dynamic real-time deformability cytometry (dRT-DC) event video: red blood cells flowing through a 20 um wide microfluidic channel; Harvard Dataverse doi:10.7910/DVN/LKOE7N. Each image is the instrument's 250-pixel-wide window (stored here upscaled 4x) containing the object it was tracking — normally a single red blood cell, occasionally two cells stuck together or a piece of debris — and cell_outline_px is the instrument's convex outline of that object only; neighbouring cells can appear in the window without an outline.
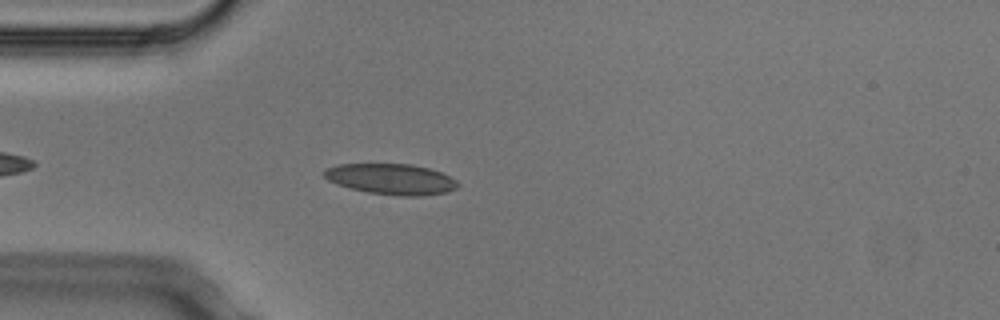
{"species": "Egyptian fruit bat (a non-hibernating species)", "species_latin": "Rousettus aegyptiacus", "temperature_condition": "cold", "stored_images_in_passage": 3, "camera_frame_rate_fps": 3000, "um_per_image_px": 0.085, "animal": {"sex": "male"}, "frame": {"image": 1, "passage_image": 3, "time_ms": 0.667, "image_size_px": [1000, 320], "cell_outline_px": [[460, 184], [456, 188], [448, 192], [420, 196], [400, 196], [368, 192], [336, 184], [328, 180], [324, 176], [324, 168], [340, 164], [412, 164], [428, 168], [440, 172], [456, 180]], "centroid_in_image_um": [33.25, 15.22], "position_along_channel_um": 51.7, "area_um2": 23.87}}